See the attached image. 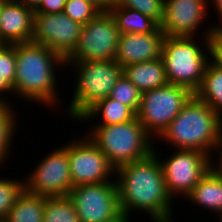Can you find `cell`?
<instances>
[{
	"instance_id": "obj_1",
	"label": "cell",
	"mask_w": 222,
	"mask_h": 222,
	"mask_svg": "<svg viewBox=\"0 0 222 222\" xmlns=\"http://www.w3.org/2000/svg\"><path fill=\"white\" fill-rule=\"evenodd\" d=\"M156 148L147 157L116 169L119 203L125 219L135 210L147 213L151 222H174L173 198L166 189Z\"/></svg>"
},
{
	"instance_id": "obj_2",
	"label": "cell",
	"mask_w": 222,
	"mask_h": 222,
	"mask_svg": "<svg viewBox=\"0 0 222 222\" xmlns=\"http://www.w3.org/2000/svg\"><path fill=\"white\" fill-rule=\"evenodd\" d=\"M63 66L65 60L44 45L32 41L16 43L14 96L47 108L57 107L61 101L58 99L56 73Z\"/></svg>"
},
{
	"instance_id": "obj_3",
	"label": "cell",
	"mask_w": 222,
	"mask_h": 222,
	"mask_svg": "<svg viewBox=\"0 0 222 222\" xmlns=\"http://www.w3.org/2000/svg\"><path fill=\"white\" fill-rule=\"evenodd\" d=\"M221 133L222 119L193 95L158 139L174 149L197 150L211 157L219 149Z\"/></svg>"
},
{
	"instance_id": "obj_4",
	"label": "cell",
	"mask_w": 222,
	"mask_h": 222,
	"mask_svg": "<svg viewBox=\"0 0 222 222\" xmlns=\"http://www.w3.org/2000/svg\"><path fill=\"white\" fill-rule=\"evenodd\" d=\"M215 28H219V24H210V27L201 33L204 37L201 40H204L202 45L193 40L194 37H164L161 58L168 84L184 86L193 93L199 88L211 61L209 37Z\"/></svg>"
},
{
	"instance_id": "obj_5",
	"label": "cell",
	"mask_w": 222,
	"mask_h": 222,
	"mask_svg": "<svg viewBox=\"0 0 222 222\" xmlns=\"http://www.w3.org/2000/svg\"><path fill=\"white\" fill-rule=\"evenodd\" d=\"M88 138L106 155L115 168L141 160L153 152L154 138L137 117L115 125L93 126Z\"/></svg>"
},
{
	"instance_id": "obj_6",
	"label": "cell",
	"mask_w": 222,
	"mask_h": 222,
	"mask_svg": "<svg viewBox=\"0 0 222 222\" xmlns=\"http://www.w3.org/2000/svg\"><path fill=\"white\" fill-rule=\"evenodd\" d=\"M67 65L75 69L74 74L77 73L67 113L78 122L93 105L110 96L112 88L123 75V68L115 59L70 62L65 63V68H68Z\"/></svg>"
},
{
	"instance_id": "obj_7",
	"label": "cell",
	"mask_w": 222,
	"mask_h": 222,
	"mask_svg": "<svg viewBox=\"0 0 222 222\" xmlns=\"http://www.w3.org/2000/svg\"><path fill=\"white\" fill-rule=\"evenodd\" d=\"M193 95L190 89L175 84L146 91L141 95L137 119L157 140Z\"/></svg>"
},
{
	"instance_id": "obj_8",
	"label": "cell",
	"mask_w": 222,
	"mask_h": 222,
	"mask_svg": "<svg viewBox=\"0 0 222 222\" xmlns=\"http://www.w3.org/2000/svg\"><path fill=\"white\" fill-rule=\"evenodd\" d=\"M79 222H128L124 218L116 180L74 186L68 194Z\"/></svg>"
},
{
	"instance_id": "obj_9",
	"label": "cell",
	"mask_w": 222,
	"mask_h": 222,
	"mask_svg": "<svg viewBox=\"0 0 222 222\" xmlns=\"http://www.w3.org/2000/svg\"><path fill=\"white\" fill-rule=\"evenodd\" d=\"M120 34L110 13L101 12L82 26L78 43L65 63L115 59Z\"/></svg>"
},
{
	"instance_id": "obj_10",
	"label": "cell",
	"mask_w": 222,
	"mask_h": 222,
	"mask_svg": "<svg viewBox=\"0 0 222 222\" xmlns=\"http://www.w3.org/2000/svg\"><path fill=\"white\" fill-rule=\"evenodd\" d=\"M211 159L212 157L204 152L185 149H175L164 161L159 158L166 189L173 200L177 195L186 198L214 164Z\"/></svg>"
},
{
	"instance_id": "obj_11",
	"label": "cell",
	"mask_w": 222,
	"mask_h": 222,
	"mask_svg": "<svg viewBox=\"0 0 222 222\" xmlns=\"http://www.w3.org/2000/svg\"><path fill=\"white\" fill-rule=\"evenodd\" d=\"M24 180L27 192L45 197L68 196L73 188L68 143L47 153Z\"/></svg>"
},
{
	"instance_id": "obj_12",
	"label": "cell",
	"mask_w": 222,
	"mask_h": 222,
	"mask_svg": "<svg viewBox=\"0 0 222 222\" xmlns=\"http://www.w3.org/2000/svg\"><path fill=\"white\" fill-rule=\"evenodd\" d=\"M68 157L73 187L114 180L116 169L87 135L69 140Z\"/></svg>"
},
{
	"instance_id": "obj_13",
	"label": "cell",
	"mask_w": 222,
	"mask_h": 222,
	"mask_svg": "<svg viewBox=\"0 0 222 222\" xmlns=\"http://www.w3.org/2000/svg\"><path fill=\"white\" fill-rule=\"evenodd\" d=\"M82 26L63 12H34L31 41L44 45L66 60L78 43Z\"/></svg>"
},
{
	"instance_id": "obj_14",
	"label": "cell",
	"mask_w": 222,
	"mask_h": 222,
	"mask_svg": "<svg viewBox=\"0 0 222 222\" xmlns=\"http://www.w3.org/2000/svg\"><path fill=\"white\" fill-rule=\"evenodd\" d=\"M207 1L211 3L209 0H164V17L159 25L164 35L197 38L195 33L210 11L211 4L208 6Z\"/></svg>"
},
{
	"instance_id": "obj_15",
	"label": "cell",
	"mask_w": 222,
	"mask_h": 222,
	"mask_svg": "<svg viewBox=\"0 0 222 222\" xmlns=\"http://www.w3.org/2000/svg\"><path fill=\"white\" fill-rule=\"evenodd\" d=\"M164 37L160 27L152 33L120 34L115 61L123 68L126 65L158 59L161 57Z\"/></svg>"
},
{
	"instance_id": "obj_16",
	"label": "cell",
	"mask_w": 222,
	"mask_h": 222,
	"mask_svg": "<svg viewBox=\"0 0 222 222\" xmlns=\"http://www.w3.org/2000/svg\"><path fill=\"white\" fill-rule=\"evenodd\" d=\"M34 10L15 0H4L0 9V41L29 42L33 36Z\"/></svg>"
},
{
	"instance_id": "obj_17",
	"label": "cell",
	"mask_w": 222,
	"mask_h": 222,
	"mask_svg": "<svg viewBox=\"0 0 222 222\" xmlns=\"http://www.w3.org/2000/svg\"><path fill=\"white\" fill-rule=\"evenodd\" d=\"M190 203L198 207L222 214V171L214 164L202 176L198 184L186 196Z\"/></svg>"
},
{
	"instance_id": "obj_18",
	"label": "cell",
	"mask_w": 222,
	"mask_h": 222,
	"mask_svg": "<svg viewBox=\"0 0 222 222\" xmlns=\"http://www.w3.org/2000/svg\"><path fill=\"white\" fill-rule=\"evenodd\" d=\"M123 74L141 93L160 88L168 84L162 58L123 67Z\"/></svg>"
},
{
	"instance_id": "obj_19",
	"label": "cell",
	"mask_w": 222,
	"mask_h": 222,
	"mask_svg": "<svg viewBox=\"0 0 222 222\" xmlns=\"http://www.w3.org/2000/svg\"><path fill=\"white\" fill-rule=\"evenodd\" d=\"M102 115V116H101ZM96 117L99 124L94 126L115 125L129 122L137 117V114L128 106L110 97L98 101L79 120V122L92 120Z\"/></svg>"
},
{
	"instance_id": "obj_20",
	"label": "cell",
	"mask_w": 222,
	"mask_h": 222,
	"mask_svg": "<svg viewBox=\"0 0 222 222\" xmlns=\"http://www.w3.org/2000/svg\"><path fill=\"white\" fill-rule=\"evenodd\" d=\"M194 95L210 105L222 119V69L210 61Z\"/></svg>"
},
{
	"instance_id": "obj_21",
	"label": "cell",
	"mask_w": 222,
	"mask_h": 222,
	"mask_svg": "<svg viewBox=\"0 0 222 222\" xmlns=\"http://www.w3.org/2000/svg\"><path fill=\"white\" fill-rule=\"evenodd\" d=\"M108 12L121 34L152 33L159 27L153 19L131 8L109 7Z\"/></svg>"
},
{
	"instance_id": "obj_22",
	"label": "cell",
	"mask_w": 222,
	"mask_h": 222,
	"mask_svg": "<svg viewBox=\"0 0 222 222\" xmlns=\"http://www.w3.org/2000/svg\"><path fill=\"white\" fill-rule=\"evenodd\" d=\"M45 196L24 190L8 213L5 222H43Z\"/></svg>"
},
{
	"instance_id": "obj_23",
	"label": "cell",
	"mask_w": 222,
	"mask_h": 222,
	"mask_svg": "<svg viewBox=\"0 0 222 222\" xmlns=\"http://www.w3.org/2000/svg\"><path fill=\"white\" fill-rule=\"evenodd\" d=\"M13 105L0 103V168L11 156L12 146L10 143L13 142L18 127L16 122L18 114L14 111L13 107L15 106Z\"/></svg>"
},
{
	"instance_id": "obj_24",
	"label": "cell",
	"mask_w": 222,
	"mask_h": 222,
	"mask_svg": "<svg viewBox=\"0 0 222 222\" xmlns=\"http://www.w3.org/2000/svg\"><path fill=\"white\" fill-rule=\"evenodd\" d=\"M43 222H79L72 200L68 196L45 197Z\"/></svg>"
},
{
	"instance_id": "obj_25",
	"label": "cell",
	"mask_w": 222,
	"mask_h": 222,
	"mask_svg": "<svg viewBox=\"0 0 222 222\" xmlns=\"http://www.w3.org/2000/svg\"><path fill=\"white\" fill-rule=\"evenodd\" d=\"M25 190V182L13 178H0V221L5 220L20 195Z\"/></svg>"
},
{
	"instance_id": "obj_26",
	"label": "cell",
	"mask_w": 222,
	"mask_h": 222,
	"mask_svg": "<svg viewBox=\"0 0 222 222\" xmlns=\"http://www.w3.org/2000/svg\"><path fill=\"white\" fill-rule=\"evenodd\" d=\"M141 95L139 89L123 74L112 88L109 97L130 107L137 114Z\"/></svg>"
},
{
	"instance_id": "obj_27",
	"label": "cell",
	"mask_w": 222,
	"mask_h": 222,
	"mask_svg": "<svg viewBox=\"0 0 222 222\" xmlns=\"http://www.w3.org/2000/svg\"><path fill=\"white\" fill-rule=\"evenodd\" d=\"M110 7H124L139 11L158 25L164 17V0H113Z\"/></svg>"
},
{
	"instance_id": "obj_28",
	"label": "cell",
	"mask_w": 222,
	"mask_h": 222,
	"mask_svg": "<svg viewBox=\"0 0 222 222\" xmlns=\"http://www.w3.org/2000/svg\"><path fill=\"white\" fill-rule=\"evenodd\" d=\"M101 12L95 4L88 0H66L63 10L65 15L81 25L95 19Z\"/></svg>"
},
{
	"instance_id": "obj_29",
	"label": "cell",
	"mask_w": 222,
	"mask_h": 222,
	"mask_svg": "<svg viewBox=\"0 0 222 222\" xmlns=\"http://www.w3.org/2000/svg\"><path fill=\"white\" fill-rule=\"evenodd\" d=\"M16 74V44H2L0 46V75L12 86Z\"/></svg>"
},
{
	"instance_id": "obj_30",
	"label": "cell",
	"mask_w": 222,
	"mask_h": 222,
	"mask_svg": "<svg viewBox=\"0 0 222 222\" xmlns=\"http://www.w3.org/2000/svg\"><path fill=\"white\" fill-rule=\"evenodd\" d=\"M211 61L222 69V28H215L209 37Z\"/></svg>"
},
{
	"instance_id": "obj_31",
	"label": "cell",
	"mask_w": 222,
	"mask_h": 222,
	"mask_svg": "<svg viewBox=\"0 0 222 222\" xmlns=\"http://www.w3.org/2000/svg\"><path fill=\"white\" fill-rule=\"evenodd\" d=\"M66 0H42L34 10L38 13H61L64 10Z\"/></svg>"
},
{
	"instance_id": "obj_32",
	"label": "cell",
	"mask_w": 222,
	"mask_h": 222,
	"mask_svg": "<svg viewBox=\"0 0 222 222\" xmlns=\"http://www.w3.org/2000/svg\"><path fill=\"white\" fill-rule=\"evenodd\" d=\"M8 92H9V95L13 93L12 96H14V91H13L12 86L3 78V76L0 75V103L12 104L11 101L9 102L7 101L8 99L4 98V96L8 97L6 96V94L8 95ZM2 95L3 97H1Z\"/></svg>"
},
{
	"instance_id": "obj_33",
	"label": "cell",
	"mask_w": 222,
	"mask_h": 222,
	"mask_svg": "<svg viewBox=\"0 0 222 222\" xmlns=\"http://www.w3.org/2000/svg\"><path fill=\"white\" fill-rule=\"evenodd\" d=\"M95 4L102 12L108 11V8L112 5L113 0H88Z\"/></svg>"
},
{
	"instance_id": "obj_34",
	"label": "cell",
	"mask_w": 222,
	"mask_h": 222,
	"mask_svg": "<svg viewBox=\"0 0 222 222\" xmlns=\"http://www.w3.org/2000/svg\"><path fill=\"white\" fill-rule=\"evenodd\" d=\"M212 4L214 5L215 10L217 11V14L219 17L218 23L219 28H222V0H212Z\"/></svg>"
},
{
	"instance_id": "obj_35",
	"label": "cell",
	"mask_w": 222,
	"mask_h": 222,
	"mask_svg": "<svg viewBox=\"0 0 222 222\" xmlns=\"http://www.w3.org/2000/svg\"><path fill=\"white\" fill-rule=\"evenodd\" d=\"M17 2H20L21 4L25 5L26 7H29L33 10H35L42 0H15Z\"/></svg>"
},
{
	"instance_id": "obj_36",
	"label": "cell",
	"mask_w": 222,
	"mask_h": 222,
	"mask_svg": "<svg viewBox=\"0 0 222 222\" xmlns=\"http://www.w3.org/2000/svg\"><path fill=\"white\" fill-rule=\"evenodd\" d=\"M218 162L216 164H214L219 170L222 171V133H221V139H220V145H219V149H218Z\"/></svg>"
},
{
	"instance_id": "obj_37",
	"label": "cell",
	"mask_w": 222,
	"mask_h": 222,
	"mask_svg": "<svg viewBox=\"0 0 222 222\" xmlns=\"http://www.w3.org/2000/svg\"><path fill=\"white\" fill-rule=\"evenodd\" d=\"M3 1H4V0H0V9H1V7H2Z\"/></svg>"
},
{
	"instance_id": "obj_38",
	"label": "cell",
	"mask_w": 222,
	"mask_h": 222,
	"mask_svg": "<svg viewBox=\"0 0 222 222\" xmlns=\"http://www.w3.org/2000/svg\"><path fill=\"white\" fill-rule=\"evenodd\" d=\"M218 217H220L219 220H220V222H222V214L219 215Z\"/></svg>"
}]
</instances>
